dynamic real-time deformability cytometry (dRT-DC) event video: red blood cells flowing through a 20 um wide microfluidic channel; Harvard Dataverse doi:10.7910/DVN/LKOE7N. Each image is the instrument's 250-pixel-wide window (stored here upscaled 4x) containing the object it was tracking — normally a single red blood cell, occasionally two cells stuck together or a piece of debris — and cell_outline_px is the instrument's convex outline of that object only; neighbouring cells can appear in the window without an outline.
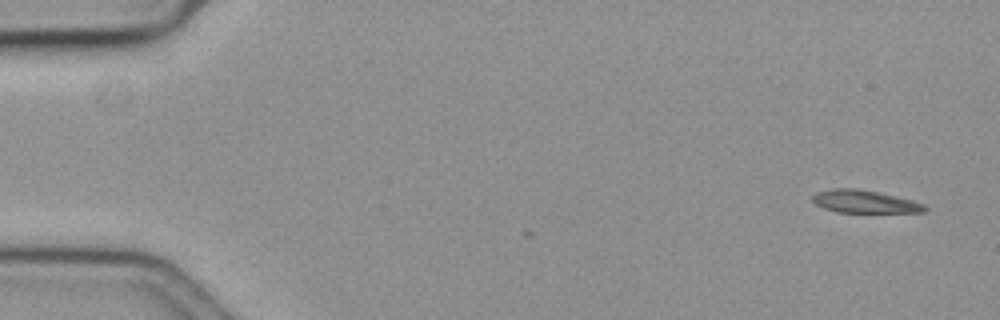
{"species": "common noctule bat (a hibernating species)", "species_latin": "Nyctalus noctula", "temperature_condition": "cold", "stored_images_in_passage": 3, "camera_frame_rate_fps": 3000, "um_per_image_px": 0.085, "animal": {"sex": "female", "body_mass_g": 19.3, "forearm_length_mm": 54.1}, "frame": {"image": 1, "passage_image": 1, "time_ms": 0.0, "image_size_px": [1000, 320], "cell_outline_px": [[928, 208], [924, 212], [836, 212], [824, 208], [816, 204], [812, 200], [812, 196], [816, 192], [832, 188], [856, 188], [896, 196], [912, 200], [924, 204]], "centroid_in_image_um": [73.47, 17.13], "position_along_channel_um": 11.5, "area_um2": 14.8}}